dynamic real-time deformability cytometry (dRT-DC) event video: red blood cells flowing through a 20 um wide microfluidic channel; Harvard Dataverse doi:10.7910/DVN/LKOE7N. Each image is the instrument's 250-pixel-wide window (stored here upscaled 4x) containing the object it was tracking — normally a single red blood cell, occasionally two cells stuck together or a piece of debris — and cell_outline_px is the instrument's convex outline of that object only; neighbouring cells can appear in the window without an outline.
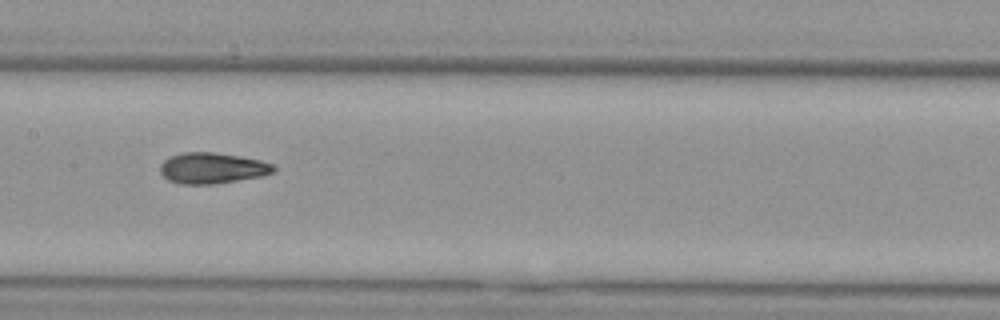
{"species": "Egyptian fruit bat (a non-hibernating species)", "species_latin": "Rousettus aegyptiacus", "temperature_condition": "cold", "stored_images_in_passage": 10, "camera_frame_rate_fps": 3000, "um_per_image_px": 0.085, "animal": {"sex": "female"}, "frame": {"image": 1, "passage_image": 9, "time_ms": 9.333, "image_size_px": [1000, 320], "cell_outline_px": [[276, 172], [260, 176], [212, 184], [180, 184], [168, 180], [160, 172], [160, 164], [164, 160], [172, 156], [184, 152], [212, 152], [240, 156], [260, 160], [272, 164], [276, 168]], "centroid_in_image_um": [18.03, 14.29], "position_along_channel_um": 189.4, "area_um2": 20.29}}
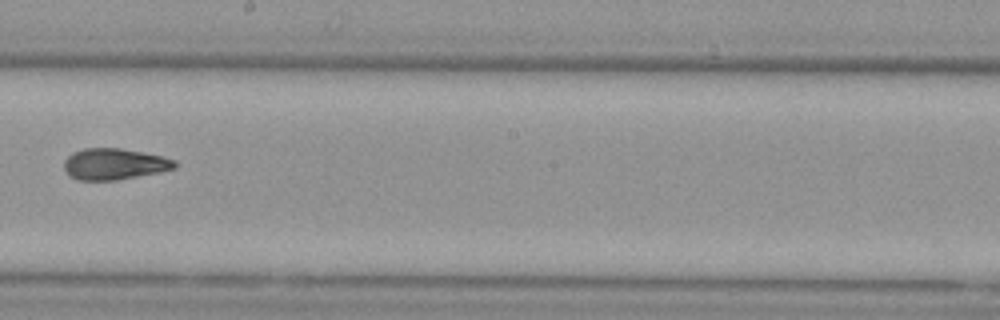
{"frame": {"image": 2, "passage_image": 10, "time_ms": 10.667, "image_size_px": [1000, 320], "cell_outline_px": [[176, 168], [160, 172], [116, 180], [76, 180], [68, 176], [64, 168], [64, 160], [72, 152], [84, 148], [120, 148], [160, 156], [176, 160]], "centroid_in_image_um": [9.67, 13.95], "position_along_channel_um": 238.5, "area_um2": 20.17}}